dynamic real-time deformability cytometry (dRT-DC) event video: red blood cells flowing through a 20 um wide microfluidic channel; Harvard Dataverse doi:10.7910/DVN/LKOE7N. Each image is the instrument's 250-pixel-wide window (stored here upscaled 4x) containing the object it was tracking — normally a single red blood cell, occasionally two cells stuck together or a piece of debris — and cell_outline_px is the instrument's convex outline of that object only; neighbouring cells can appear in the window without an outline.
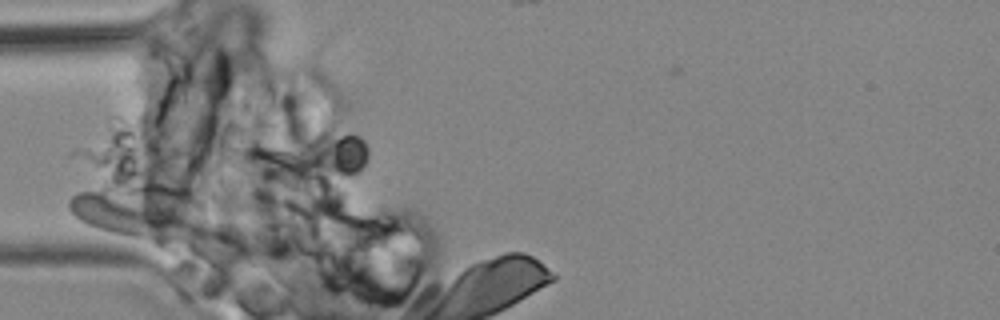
{"species": "common noctule bat (a hibernating species)", "species_latin": "Nyctalus noctula", "temperature_condition": "cold", "stored_images_in_passage": 8, "camera_frame_rate_fps": 3000, "um_per_image_px": 0.085, "animal": {"sex": "male", "body_mass_g": 19.2, "forearm_length_mm": 51.8}, "frame": {"image": 1, "passage_image": 2, "time_ms": 1.0, "image_size_px": [1000, 320], "cell_outline_px": [[368, 156], [364, 164], [352, 176], [324, 184], [312, 184], [296, 164], [296, 152], [300, 148], [320, 132], [360, 136], [364, 140], [368, 148]], "centroid_in_image_um": [28.19, 13.36], "position_along_channel_um": 56.8, "area_um2": 20.4}}